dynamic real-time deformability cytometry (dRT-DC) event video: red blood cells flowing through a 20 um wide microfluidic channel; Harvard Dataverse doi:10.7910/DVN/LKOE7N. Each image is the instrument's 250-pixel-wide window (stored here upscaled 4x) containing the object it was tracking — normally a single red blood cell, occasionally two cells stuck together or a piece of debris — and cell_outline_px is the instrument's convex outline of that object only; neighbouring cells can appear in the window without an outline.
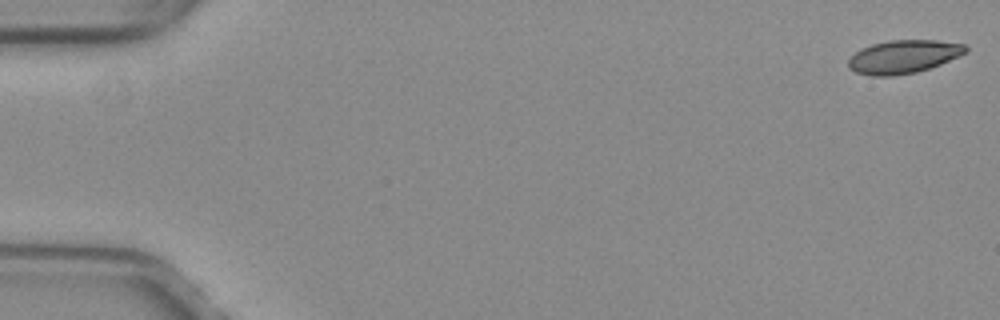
{"species": "common noctule bat (a hibernating species)", "species_latin": "Nyctalus noctula", "temperature_condition": "warm", "stored_images_in_passage": 15, "camera_frame_rate_fps": 3000, "um_per_image_px": 0.085, "animal": {"sex": "female", "body_mass_g": 29.2, "forearm_length_mm": 56.3}, "frame": {"image": 1, "passage_image": 1, "time_ms": 0.0, "image_size_px": [1000, 320], "cell_outline_px": [[968, 52], [960, 56], [940, 64], [916, 72], [892, 76], [872, 76], [856, 72], [848, 68], [848, 60], [860, 48], [872, 44], [888, 40], [936, 40], [964, 44], [968, 48]], "centroid_in_image_um": [76.79, 4.81], "position_along_channel_um": 8.2, "area_um2": 22.77}}
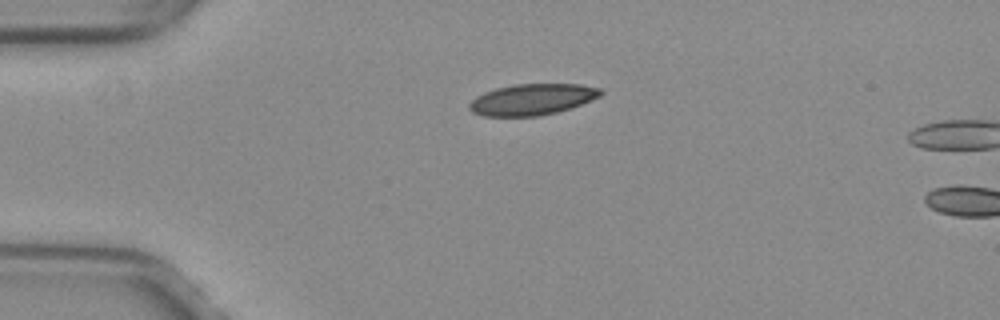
{"frame": {"image": 2, "passage_image": 13, "time_ms": 4.0, "image_size_px": [1000, 320], "cell_outline_px": [[604, 92], [600, 96], [592, 100], [572, 108], [540, 116], [484, 116], [472, 112], [468, 108], [468, 104], [476, 96], [484, 92], [496, 88], [516, 84], [580, 84], [600, 88]], "centroid_in_image_um": [45.24, 8.45], "position_along_channel_um": 39.8, "area_um2": 23.99}}